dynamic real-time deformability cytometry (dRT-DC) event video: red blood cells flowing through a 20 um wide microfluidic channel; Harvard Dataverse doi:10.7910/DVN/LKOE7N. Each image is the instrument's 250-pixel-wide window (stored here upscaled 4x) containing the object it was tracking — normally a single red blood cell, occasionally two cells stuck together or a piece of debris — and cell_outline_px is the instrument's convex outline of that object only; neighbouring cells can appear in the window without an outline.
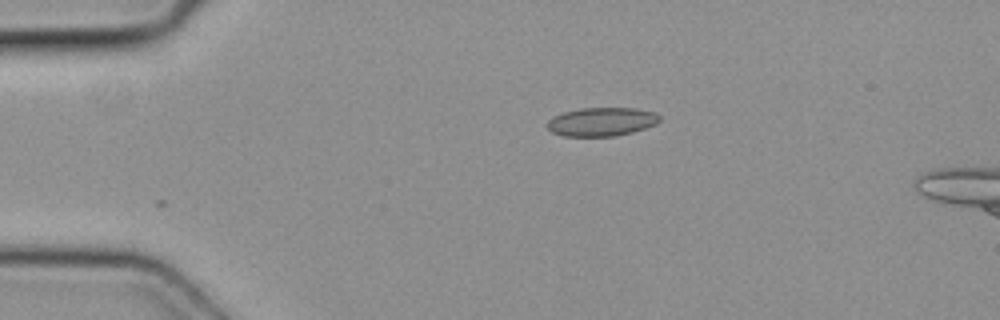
{"species": "common noctule bat (a hibernating species)", "species_latin": "Nyctalus noctula", "temperature_condition": "cold", "stored_images_in_passage": 3, "camera_frame_rate_fps": 3000, "um_per_image_px": 0.085, "animal": {"sex": "female", "body_mass_g": 19.3, "forearm_length_mm": 54.1}, "frame": {"image": 1, "passage_image": 1, "time_ms": 0.0, "image_size_px": [1000, 320], "cell_outline_px": [[660, 120], [656, 124], [632, 132], [616, 136], [564, 136], [552, 132], [548, 128], [548, 120], [564, 112], [584, 108], [632, 108], [656, 112], [660, 116]], "centroid_in_image_um": [51.17, 10.35], "position_along_channel_um": 33.8, "area_um2": 18.55}}